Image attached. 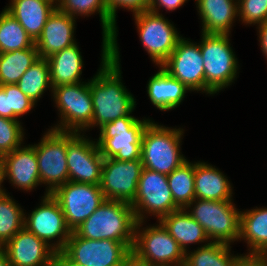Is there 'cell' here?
I'll return each instance as SVG.
<instances>
[{
  "instance_id": "cell-1",
  "label": "cell",
  "mask_w": 267,
  "mask_h": 266,
  "mask_svg": "<svg viewBox=\"0 0 267 266\" xmlns=\"http://www.w3.org/2000/svg\"><path fill=\"white\" fill-rule=\"evenodd\" d=\"M102 67L89 81L93 104L91 127L115 121L124 116H131L135 99L121 83L119 51L116 40L103 43Z\"/></svg>"
},
{
  "instance_id": "cell-2",
  "label": "cell",
  "mask_w": 267,
  "mask_h": 266,
  "mask_svg": "<svg viewBox=\"0 0 267 266\" xmlns=\"http://www.w3.org/2000/svg\"><path fill=\"white\" fill-rule=\"evenodd\" d=\"M136 223L130 203L105 199L74 232L86 239L123 242L132 249Z\"/></svg>"
},
{
  "instance_id": "cell-3",
  "label": "cell",
  "mask_w": 267,
  "mask_h": 266,
  "mask_svg": "<svg viewBox=\"0 0 267 266\" xmlns=\"http://www.w3.org/2000/svg\"><path fill=\"white\" fill-rule=\"evenodd\" d=\"M183 129H170L150 122L142 135L141 162L143 168L169 175L186 161L180 154Z\"/></svg>"
},
{
  "instance_id": "cell-4",
  "label": "cell",
  "mask_w": 267,
  "mask_h": 266,
  "mask_svg": "<svg viewBox=\"0 0 267 266\" xmlns=\"http://www.w3.org/2000/svg\"><path fill=\"white\" fill-rule=\"evenodd\" d=\"M142 222L135 227L131 261L139 266H183L185 253L159 222L139 232ZM174 264V265H173Z\"/></svg>"
},
{
  "instance_id": "cell-5",
  "label": "cell",
  "mask_w": 267,
  "mask_h": 266,
  "mask_svg": "<svg viewBox=\"0 0 267 266\" xmlns=\"http://www.w3.org/2000/svg\"><path fill=\"white\" fill-rule=\"evenodd\" d=\"M151 121H140L133 116H124L100 127L97 141L104 158L120 161L141 160V141L146 126Z\"/></svg>"
},
{
  "instance_id": "cell-6",
  "label": "cell",
  "mask_w": 267,
  "mask_h": 266,
  "mask_svg": "<svg viewBox=\"0 0 267 266\" xmlns=\"http://www.w3.org/2000/svg\"><path fill=\"white\" fill-rule=\"evenodd\" d=\"M200 44L204 63L205 91L209 94L230 85L237 74V58L230 47L229 35L202 33Z\"/></svg>"
},
{
  "instance_id": "cell-7",
  "label": "cell",
  "mask_w": 267,
  "mask_h": 266,
  "mask_svg": "<svg viewBox=\"0 0 267 266\" xmlns=\"http://www.w3.org/2000/svg\"><path fill=\"white\" fill-rule=\"evenodd\" d=\"M198 202H197V201ZM196 203L189 213L204 229L213 242L229 244L239 239L240 214L231 201H209L194 199L187 207Z\"/></svg>"
},
{
  "instance_id": "cell-8",
  "label": "cell",
  "mask_w": 267,
  "mask_h": 266,
  "mask_svg": "<svg viewBox=\"0 0 267 266\" xmlns=\"http://www.w3.org/2000/svg\"><path fill=\"white\" fill-rule=\"evenodd\" d=\"M63 252L81 266H126L131 261V249L125 243L86 239L74 231Z\"/></svg>"
},
{
  "instance_id": "cell-9",
  "label": "cell",
  "mask_w": 267,
  "mask_h": 266,
  "mask_svg": "<svg viewBox=\"0 0 267 266\" xmlns=\"http://www.w3.org/2000/svg\"><path fill=\"white\" fill-rule=\"evenodd\" d=\"M52 92L62 117L53 130L78 133L90 127L94 109L89 82L60 85Z\"/></svg>"
},
{
  "instance_id": "cell-10",
  "label": "cell",
  "mask_w": 267,
  "mask_h": 266,
  "mask_svg": "<svg viewBox=\"0 0 267 266\" xmlns=\"http://www.w3.org/2000/svg\"><path fill=\"white\" fill-rule=\"evenodd\" d=\"M63 211L67 227L74 231L105 201L100 185L67 181L51 194Z\"/></svg>"
},
{
  "instance_id": "cell-11",
  "label": "cell",
  "mask_w": 267,
  "mask_h": 266,
  "mask_svg": "<svg viewBox=\"0 0 267 266\" xmlns=\"http://www.w3.org/2000/svg\"><path fill=\"white\" fill-rule=\"evenodd\" d=\"M130 205L134 210L137 222H143L144 211L158 216L160 220L171 212L180 209L174 202L167 175L146 168L141 171L137 193Z\"/></svg>"
},
{
  "instance_id": "cell-12",
  "label": "cell",
  "mask_w": 267,
  "mask_h": 266,
  "mask_svg": "<svg viewBox=\"0 0 267 266\" xmlns=\"http://www.w3.org/2000/svg\"><path fill=\"white\" fill-rule=\"evenodd\" d=\"M35 146L40 183L49 186L52 194L68 181L67 132L50 129Z\"/></svg>"
},
{
  "instance_id": "cell-13",
  "label": "cell",
  "mask_w": 267,
  "mask_h": 266,
  "mask_svg": "<svg viewBox=\"0 0 267 266\" xmlns=\"http://www.w3.org/2000/svg\"><path fill=\"white\" fill-rule=\"evenodd\" d=\"M140 40L152 60L162 65L175 49L181 38L167 19L162 14L149 10L134 14Z\"/></svg>"
},
{
  "instance_id": "cell-14",
  "label": "cell",
  "mask_w": 267,
  "mask_h": 266,
  "mask_svg": "<svg viewBox=\"0 0 267 266\" xmlns=\"http://www.w3.org/2000/svg\"><path fill=\"white\" fill-rule=\"evenodd\" d=\"M104 157L97 144L79 133L67 132L68 181L99 185Z\"/></svg>"
},
{
  "instance_id": "cell-15",
  "label": "cell",
  "mask_w": 267,
  "mask_h": 266,
  "mask_svg": "<svg viewBox=\"0 0 267 266\" xmlns=\"http://www.w3.org/2000/svg\"><path fill=\"white\" fill-rule=\"evenodd\" d=\"M45 195L41 206L32 211L29 218L24 217V227L43 240L55 252H61L72 231L66 225L58 201L51 194ZM56 237L60 238L56 244L48 243L49 240Z\"/></svg>"
},
{
  "instance_id": "cell-16",
  "label": "cell",
  "mask_w": 267,
  "mask_h": 266,
  "mask_svg": "<svg viewBox=\"0 0 267 266\" xmlns=\"http://www.w3.org/2000/svg\"><path fill=\"white\" fill-rule=\"evenodd\" d=\"M143 169L141 160L120 161L104 158L100 188L105 199L132 203Z\"/></svg>"
},
{
  "instance_id": "cell-17",
  "label": "cell",
  "mask_w": 267,
  "mask_h": 266,
  "mask_svg": "<svg viewBox=\"0 0 267 266\" xmlns=\"http://www.w3.org/2000/svg\"><path fill=\"white\" fill-rule=\"evenodd\" d=\"M189 91L205 92L204 63L200 44L180 38L168 59L160 66Z\"/></svg>"
},
{
  "instance_id": "cell-18",
  "label": "cell",
  "mask_w": 267,
  "mask_h": 266,
  "mask_svg": "<svg viewBox=\"0 0 267 266\" xmlns=\"http://www.w3.org/2000/svg\"><path fill=\"white\" fill-rule=\"evenodd\" d=\"M0 250L12 266H51L55 251L25 227Z\"/></svg>"
},
{
  "instance_id": "cell-19",
  "label": "cell",
  "mask_w": 267,
  "mask_h": 266,
  "mask_svg": "<svg viewBox=\"0 0 267 266\" xmlns=\"http://www.w3.org/2000/svg\"><path fill=\"white\" fill-rule=\"evenodd\" d=\"M75 18L59 11L57 8L49 16L41 35L35 41L40 58L51 55L75 44L73 39Z\"/></svg>"
},
{
  "instance_id": "cell-20",
  "label": "cell",
  "mask_w": 267,
  "mask_h": 266,
  "mask_svg": "<svg viewBox=\"0 0 267 266\" xmlns=\"http://www.w3.org/2000/svg\"><path fill=\"white\" fill-rule=\"evenodd\" d=\"M4 178L23 190H31L40 183L35 146L18 147L3 155Z\"/></svg>"
},
{
  "instance_id": "cell-21",
  "label": "cell",
  "mask_w": 267,
  "mask_h": 266,
  "mask_svg": "<svg viewBox=\"0 0 267 266\" xmlns=\"http://www.w3.org/2000/svg\"><path fill=\"white\" fill-rule=\"evenodd\" d=\"M5 10L12 15L35 42L57 6L52 0H12Z\"/></svg>"
},
{
  "instance_id": "cell-22",
  "label": "cell",
  "mask_w": 267,
  "mask_h": 266,
  "mask_svg": "<svg viewBox=\"0 0 267 266\" xmlns=\"http://www.w3.org/2000/svg\"><path fill=\"white\" fill-rule=\"evenodd\" d=\"M202 19V33L227 34L231 24L238 16V4L235 0H196Z\"/></svg>"
},
{
  "instance_id": "cell-23",
  "label": "cell",
  "mask_w": 267,
  "mask_h": 266,
  "mask_svg": "<svg viewBox=\"0 0 267 266\" xmlns=\"http://www.w3.org/2000/svg\"><path fill=\"white\" fill-rule=\"evenodd\" d=\"M195 198L209 201H231L232 189L228 179L209 164L195 163Z\"/></svg>"
},
{
  "instance_id": "cell-24",
  "label": "cell",
  "mask_w": 267,
  "mask_h": 266,
  "mask_svg": "<svg viewBox=\"0 0 267 266\" xmlns=\"http://www.w3.org/2000/svg\"><path fill=\"white\" fill-rule=\"evenodd\" d=\"M46 59L49 64L51 88L81 83L79 76L82 74L83 61L76 43Z\"/></svg>"
},
{
  "instance_id": "cell-25",
  "label": "cell",
  "mask_w": 267,
  "mask_h": 266,
  "mask_svg": "<svg viewBox=\"0 0 267 266\" xmlns=\"http://www.w3.org/2000/svg\"><path fill=\"white\" fill-rule=\"evenodd\" d=\"M189 89L179 80L170 76L162 67L148 82V96L158 109L162 111L177 107Z\"/></svg>"
},
{
  "instance_id": "cell-26",
  "label": "cell",
  "mask_w": 267,
  "mask_h": 266,
  "mask_svg": "<svg viewBox=\"0 0 267 266\" xmlns=\"http://www.w3.org/2000/svg\"><path fill=\"white\" fill-rule=\"evenodd\" d=\"M185 210V208H180L171 212L162 217L159 222L179 244L184 253H187L186 245L203 242L209 238L203 227Z\"/></svg>"
},
{
  "instance_id": "cell-27",
  "label": "cell",
  "mask_w": 267,
  "mask_h": 266,
  "mask_svg": "<svg viewBox=\"0 0 267 266\" xmlns=\"http://www.w3.org/2000/svg\"><path fill=\"white\" fill-rule=\"evenodd\" d=\"M58 2L57 9L73 18L75 14L88 16L98 11L103 28V43L117 41L116 21L112 19L104 0H58Z\"/></svg>"
},
{
  "instance_id": "cell-28",
  "label": "cell",
  "mask_w": 267,
  "mask_h": 266,
  "mask_svg": "<svg viewBox=\"0 0 267 266\" xmlns=\"http://www.w3.org/2000/svg\"><path fill=\"white\" fill-rule=\"evenodd\" d=\"M240 238L247 241L250 253L267 254V208L241 212Z\"/></svg>"
},
{
  "instance_id": "cell-29",
  "label": "cell",
  "mask_w": 267,
  "mask_h": 266,
  "mask_svg": "<svg viewBox=\"0 0 267 266\" xmlns=\"http://www.w3.org/2000/svg\"><path fill=\"white\" fill-rule=\"evenodd\" d=\"M39 58L35 44L31 48L0 53V86L17 84Z\"/></svg>"
},
{
  "instance_id": "cell-30",
  "label": "cell",
  "mask_w": 267,
  "mask_h": 266,
  "mask_svg": "<svg viewBox=\"0 0 267 266\" xmlns=\"http://www.w3.org/2000/svg\"><path fill=\"white\" fill-rule=\"evenodd\" d=\"M195 164L185 161L167 175L169 188L175 204L186 208L195 199Z\"/></svg>"
},
{
  "instance_id": "cell-31",
  "label": "cell",
  "mask_w": 267,
  "mask_h": 266,
  "mask_svg": "<svg viewBox=\"0 0 267 266\" xmlns=\"http://www.w3.org/2000/svg\"><path fill=\"white\" fill-rule=\"evenodd\" d=\"M35 42L5 9L0 14V53L31 48Z\"/></svg>"
},
{
  "instance_id": "cell-32",
  "label": "cell",
  "mask_w": 267,
  "mask_h": 266,
  "mask_svg": "<svg viewBox=\"0 0 267 266\" xmlns=\"http://www.w3.org/2000/svg\"><path fill=\"white\" fill-rule=\"evenodd\" d=\"M20 91L34 103L47 87H51L49 64L46 58L37 59L17 83Z\"/></svg>"
},
{
  "instance_id": "cell-33",
  "label": "cell",
  "mask_w": 267,
  "mask_h": 266,
  "mask_svg": "<svg viewBox=\"0 0 267 266\" xmlns=\"http://www.w3.org/2000/svg\"><path fill=\"white\" fill-rule=\"evenodd\" d=\"M229 249V244L211 241L191 254L185 253L183 266H232L236 256H231Z\"/></svg>"
},
{
  "instance_id": "cell-34",
  "label": "cell",
  "mask_w": 267,
  "mask_h": 266,
  "mask_svg": "<svg viewBox=\"0 0 267 266\" xmlns=\"http://www.w3.org/2000/svg\"><path fill=\"white\" fill-rule=\"evenodd\" d=\"M8 194L0 196V248L24 227L25 214Z\"/></svg>"
},
{
  "instance_id": "cell-35",
  "label": "cell",
  "mask_w": 267,
  "mask_h": 266,
  "mask_svg": "<svg viewBox=\"0 0 267 266\" xmlns=\"http://www.w3.org/2000/svg\"><path fill=\"white\" fill-rule=\"evenodd\" d=\"M23 129L19 121L0 117V153L2 155L13 152L21 146Z\"/></svg>"
},
{
  "instance_id": "cell-36",
  "label": "cell",
  "mask_w": 267,
  "mask_h": 266,
  "mask_svg": "<svg viewBox=\"0 0 267 266\" xmlns=\"http://www.w3.org/2000/svg\"><path fill=\"white\" fill-rule=\"evenodd\" d=\"M5 90L8 103V118L17 120L18 116L27 113L35 103L23 94L17 84L1 85Z\"/></svg>"
},
{
  "instance_id": "cell-37",
  "label": "cell",
  "mask_w": 267,
  "mask_h": 266,
  "mask_svg": "<svg viewBox=\"0 0 267 266\" xmlns=\"http://www.w3.org/2000/svg\"><path fill=\"white\" fill-rule=\"evenodd\" d=\"M238 16L246 24H263L267 21V0H238Z\"/></svg>"
},
{
  "instance_id": "cell-38",
  "label": "cell",
  "mask_w": 267,
  "mask_h": 266,
  "mask_svg": "<svg viewBox=\"0 0 267 266\" xmlns=\"http://www.w3.org/2000/svg\"><path fill=\"white\" fill-rule=\"evenodd\" d=\"M104 2L114 21L118 7L128 8L135 14L147 11L150 4V0H104Z\"/></svg>"
},
{
  "instance_id": "cell-39",
  "label": "cell",
  "mask_w": 267,
  "mask_h": 266,
  "mask_svg": "<svg viewBox=\"0 0 267 266\" xmlns=\"http://www.w3.org/2000/svg\"><path fill=\"white\" fill-rule=\"evenodd\" d=\"M232 266H267V254L250 253L245 256H236Z\"/></svg>"
},
{
  "instance_id": "cell-40",
  "label": "cell",
  "mask_w": 267,
  "mask_h": 266,
  "mask_svg": "<svg viewBox=\"0 0 267 266\" xmlns=\"http://www.w3.org/2000/svg\"><path fill=\"white\" fill-rule=\"evenodd\" d=\"M185 1L186 0H150L148 10L153 13L159 14L157 7L163 6L167 10L172 11L182 6L185 3Z\"/></svg>"
},
{
  "instance_id": "cell-41",
  "label": "cell",
  "mask_w": 267,
  "mask_h": 266,
  "mask_svg": "<svg viewBox=\"0 0 267 266\" xmlns=\"http://www.w3.org/2000/svg\"><path fill=\"white\" fill-rule=\"evenodd\" d=\"M51 266H81L72 261L63 251L55 252Z\"/></svg>"
},
{
  "instance_id": "cell-42",
  "label": "cell",
  "mask_w": 267,
  "mask_h": 266,
  "mask_svg": "<svg viewBox=\"0 0 267 266\" xmlns=\"http://www.w3.org/2000/svg\"><path fill=\"white\" fill-rule=\"evenodd\" d=\"M260 44L263 53L267 56V21L259 25Z\"/></svg>"
},
{
  "instance_id": "cell-43",
  "label": "cell",
  "mask_w": 267,
  "mask_h": 266,
  "mask_svg": "<svg viewBox=\"0 0 267 266\" xmlns=\"http://www.w3.org/2000/svg\"><path fill=\"white\" fill-rule=\"evenodd\" d=\"M0 117L8 118V103L5 90L0 86Z\"/></svg>"
},
{
  "instance_id": "cell-44",
  "label": "cell",
  "mask_w": 267,
  "mask_h": 266,
  "mask_svg": "<svg viewBox=\"0 0 267 266\" xmlns=\"http://www.w3.org/2000/svg\"><path fill=\"white\" fill-rule=\"evenodd\" d=\"M0 266H12L7 256L0 250Z\"/></svg>"
},
{
  "instance_id": "cell-45",
  "label": "cell",
  "mask_w": 267,
  "mask_h": 266,
  "mask_svg": "<svg viewBox=\"0 0 267 266\" xmlns=\"http://www.w3.org/2000/svg\"><path fill=\"white\" fill-rule=\"evenodd\" d=\"M4 166L3 163H0V196L5 194L4 189H1V183L4 181Z\"/></svg>"
},
{
  "instance_id": "cell-46",
  "label": "cell",
  "mask_w": 267,
  "mask_h": 266,
  "mask_svg": "<svg viewBox=\"0 0 267 266\" xmlns=\"http://www.w3.org/2000/svg\"><path fill=\"white\" fill-rule=\"evenodd\" d=\"M126 266H139V265H137V264L133 263L132 261H130Z\"/></svg>"
},
{
  "instance_id": "cell-47",
  "label": "cell",
  "mask_w": 267,
  "mask_h": 266,
  "mask_svg": "<svg viewBox=\"0 0 267 266\" xmlns=\"http://www.w3.org/2000/svg\"><path fill=\"white\" fill-rule=\"evenodd\" d=\"M2 160H3V155L0 153V163H3Z\"/></svg>"
}]
</instances>
